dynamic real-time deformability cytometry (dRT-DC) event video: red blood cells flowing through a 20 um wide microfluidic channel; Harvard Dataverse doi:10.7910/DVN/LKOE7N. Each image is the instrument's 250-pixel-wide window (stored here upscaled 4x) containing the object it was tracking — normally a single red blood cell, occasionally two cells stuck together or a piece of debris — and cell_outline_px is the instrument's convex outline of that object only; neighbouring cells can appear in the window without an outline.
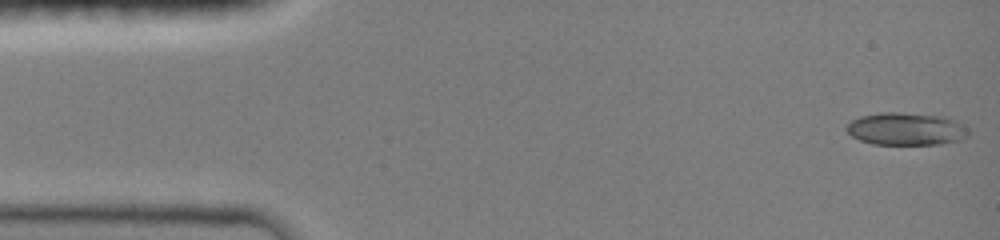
{"species": "common noctule bat (a hibernating species)", "species_latin": "Nyctalus noctula", "temperature_condition": "room temperature", "stored_images_in_passage": 12, "camera_frame_rate_fps": 3000, "um_per_image_px": 0.085, "animal": {"sex": "female", "body_mass_g": 19.0, "forearm_length_mm": 51.5}, "frame": {"image": 1, "passage_image": 1, "time_ms": 0.0, "image_size_px": [1000, 240], "cell_outline_px": [[968, 136], [960, 140], [940, 144], [872, 144], [860, 140], [852, 136], [848, 132], [848, 124], [852, 120], [860, 116], [880, 112], [900, 112], [944, 116], [956, 120], [968, 128]], "centroid_in_image_um": [77.05, 10.95], "position_along_channel_um": 8.0, "area_um2": 23.18}}
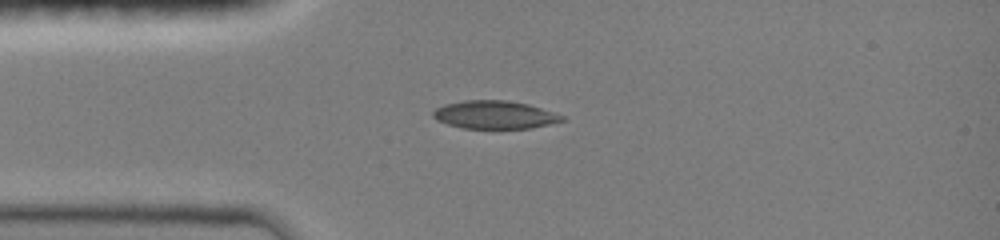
{"frame": {"image": 2, "passage_image": 10, "time_ms": 3.333, "image_size_px": [1000, 240], "cell_outline_px": [[568, 120], [532, 128], [464, 128], [448, 124], [436, 120], [432, 116], [432, 112], [436, 108], [444, 104], [464, 100], [508, 100], [528, 104], [564, 116]], "centroid_in_image_um": [42.04, 9.75], "position_along_channel_um": 43.0, "area_um2": 21.1}}